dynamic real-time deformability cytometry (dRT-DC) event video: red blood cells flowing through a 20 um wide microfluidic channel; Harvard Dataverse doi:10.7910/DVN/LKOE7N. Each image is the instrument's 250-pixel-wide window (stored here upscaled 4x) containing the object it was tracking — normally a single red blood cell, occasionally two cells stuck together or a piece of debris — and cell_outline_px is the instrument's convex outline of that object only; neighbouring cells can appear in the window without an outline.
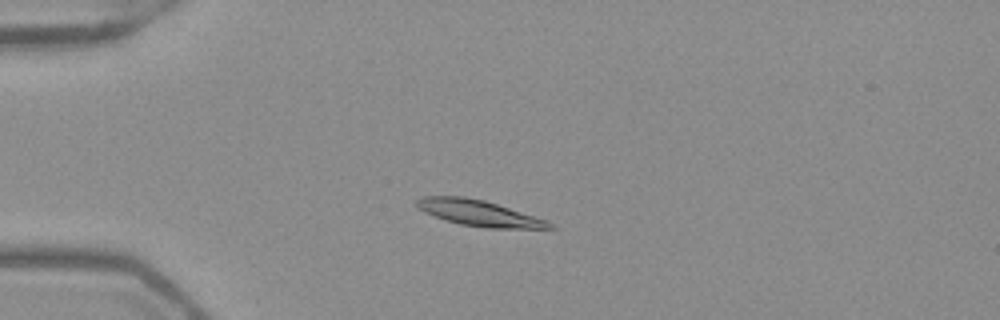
{"species": "Egyptian fruit bat (a non-hibernating species)", "species_latin": "Rousettus aegyptiacus", "temperature_condition": "warm", "stored_images_in_passage": 51, "camera_frame_rate_fps": 3000, "um_per_image_px": 0.085, "frame": {"image": 1, "passage_image": 12, "time_ms": 3.667, "image_size_px": [1000, 320], "cell_outline_px": [[556, 228], [488, 228], [460, 224], [444, 220], [424, 212], [416, 208], [416, 200], [424, 196], [464, 196], [484, 200], [548, 220]], "centroid_in_image_um": [40.68, 18.11], "position_along_channel_um": 44.3, "area_um2": 20.0}}
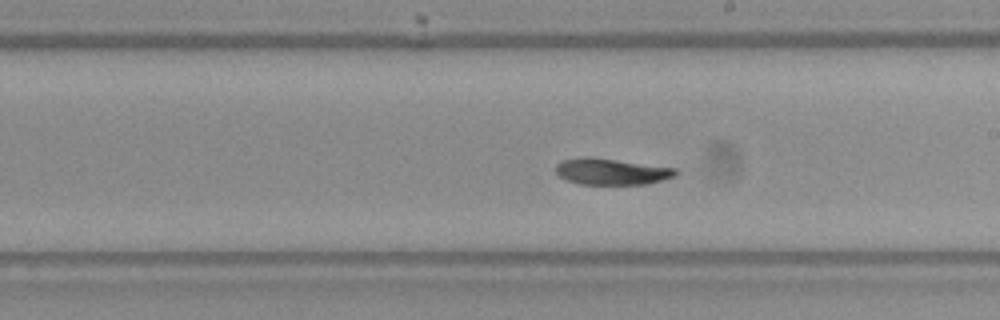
{"frame": {"image": 2, "passage_image": 29, "time_ms": 9.333, "image_size_px": [1000, 320], "cell_outline_px": [[680, 172], [676, 176], [644, 184], [580, 184], [568, 180], [560, 176], [556, 172], [556, 164], [560, 160], [580, 156], [592, 156], [676, 168]], "centroid_in_image_um": [51.96, 14.56], "position_along_channel_um": 237.0, "area_um2": 18.55}}
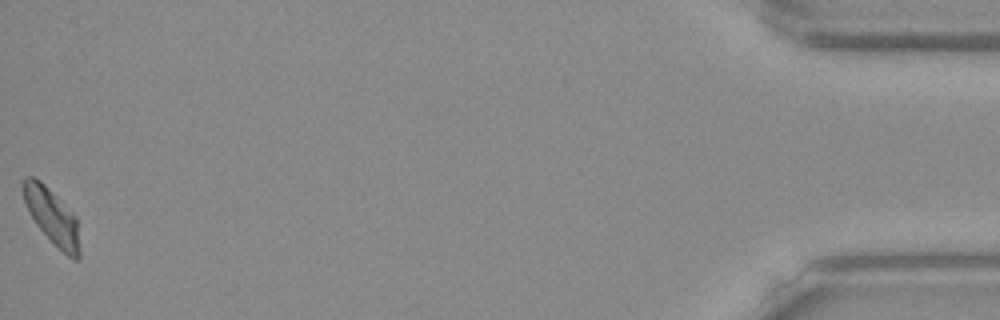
{"frame": {"image": 3, "passage_image": 51, "time_ms": 16.667, "image_size_px": [1000, 320], "cell_outline_px": [[80, 256], [76, 260], [72, 260], [36, 224], [24, 200], [20, 184], [24, 176], [32, 176], [40, 180], [76, 216], [80, 248]], "centroid_in_image_um": [4.41, 18.35], "position_along_channel_um": 430.8, "area_um2": 17.98}, "authors_computed_cell_mechanics": {"area_um2": 19.363, "velocity_mm_per_s": 3.888, "shape_relaxation_time_tau1_ms": 3.3861, "shape_relaxation_time_tau2_ms": 3.2507, "deformation_change_tau1": 0.1435, "deformation_change_tau2": 0.0728}}